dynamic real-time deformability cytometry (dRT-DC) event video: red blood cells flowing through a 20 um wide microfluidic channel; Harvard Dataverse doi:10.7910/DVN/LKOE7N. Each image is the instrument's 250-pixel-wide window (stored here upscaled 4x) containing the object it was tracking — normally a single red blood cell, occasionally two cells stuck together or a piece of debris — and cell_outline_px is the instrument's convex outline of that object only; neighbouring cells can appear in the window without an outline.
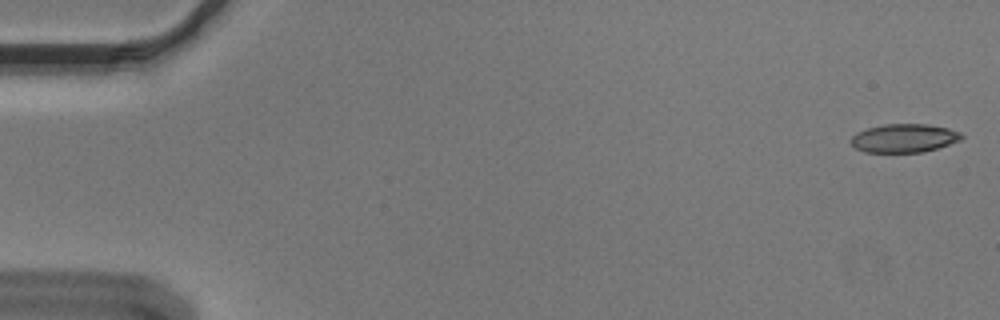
{"species": "Egyptian fruit bat (a non-hibernating species)", "species_latin": "Rousettus aegyptiacus", "temperature_condition": "cold", "stored_images_in_passage": 14, "camera_frame_rate_fps": 3000, "um_per_image_px": 0.085, "animal": {"sex": "male"}, "frame": {"image": 1, "passage_image": 1, "time_ms": 0.0, "image_size_px": [1000, 320], "cell_outline_px": [[964, 136], [960, 140], [924, 152], [864, 152], [856, 148], [852, 144], [852, 136], [856, 132], [868, 128], [884, 124], [928, 124], [948, 128], [960, 132]], "centroid_in_image_um": [76.85, 11.74], "position_along_channel_um": 8.1, "area_um2": 18.26}}
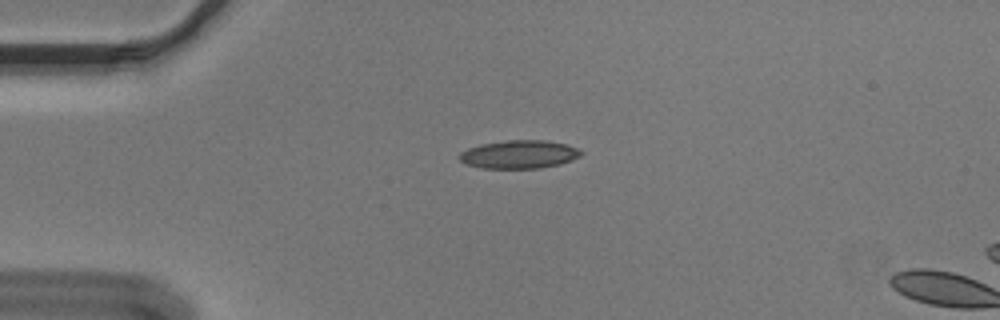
{"frame": {"image": 2, "passage_image": 13, "time_ms": 4.0, "image_size_px": [1000, 320], "cell_outline_px": [[584, 152], [580, 156], [572, 160], [560, 164], [540, 168], [480, 168], [464, 164], [456, 156], [460, 152], [468, 148], [480, 144], [504, 140], [544, 140], [568, 144], [580, 148]], "centroid_in_image_um": [44.12, 13.11], "position_along_channel_um": 40.9, "area_um2": 20.4}}